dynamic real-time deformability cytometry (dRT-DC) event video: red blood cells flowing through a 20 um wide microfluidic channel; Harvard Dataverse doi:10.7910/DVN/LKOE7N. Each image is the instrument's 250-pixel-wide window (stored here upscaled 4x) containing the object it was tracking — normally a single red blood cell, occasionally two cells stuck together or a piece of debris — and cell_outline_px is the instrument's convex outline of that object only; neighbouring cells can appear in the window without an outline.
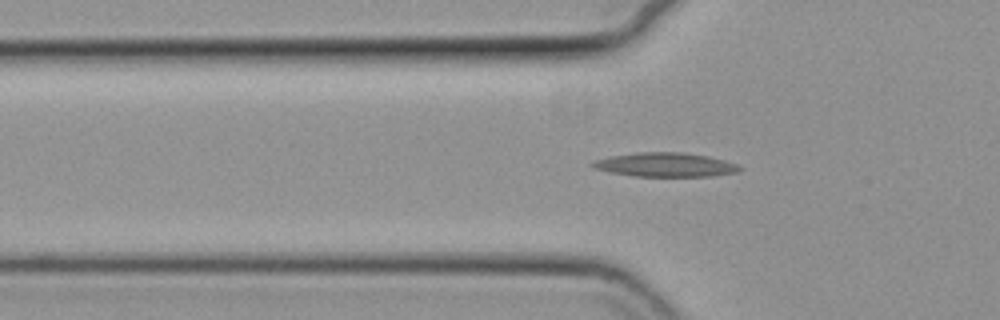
{"species": "common noctule bat (a hibernating species)", "species_latin": "Nyctalus noctula", "temperature_condition": "cold", "stored_images_in_passage": 53, "camera_frame_rate_fps": 3000, "um_per_image_px": 0.085, "animal": {"sex": "female", "body_mass_g": 19.3, "forearm_length_mm": 54.1}, "frame": {"image": 1, "passage_image": 20, "time_ms": 6.333, "image_size_px": [1000, 320], "cell_outline_px": [[744, 168], [740, 172], [712, 176], [632, 176], [608, 172], [596, 168], [588, 164], [596, 160], [612, 156], [640, 152], [680, 152], [708, 156], [724, 160], [736, 164]], "centroid_in_image_um": [56.59, 14.01], "position_along_channel_um": 69.2, "area_um2": 20.58}}
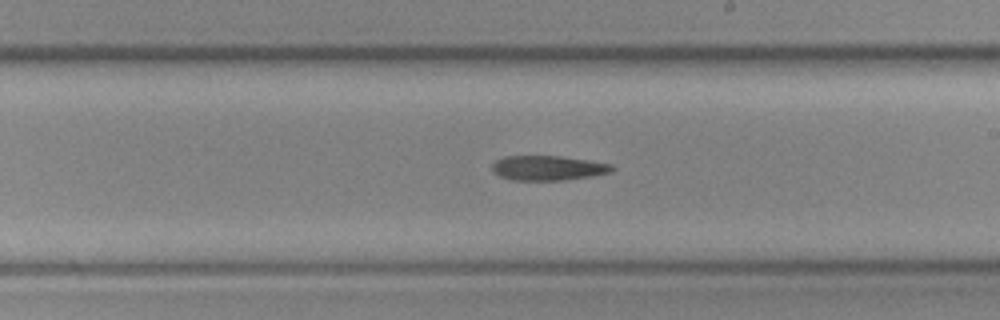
{"frame": {"image": 2, "passage_image": 34, "time_ms": 11.0, "image_size_px": [1000, 320], "cell_outline_px": [[616, 168], [612, 172], [592, 176], [564, 180], [512, 180], [500, 176], [492, 172], [492, 164], [496, 160], [504, 156], [560, 156], [612, 164]], "centroid_in_image_um": [46.58, 14.28], "position_along_channel_um": 242.4, "area_um2": 17.34}}
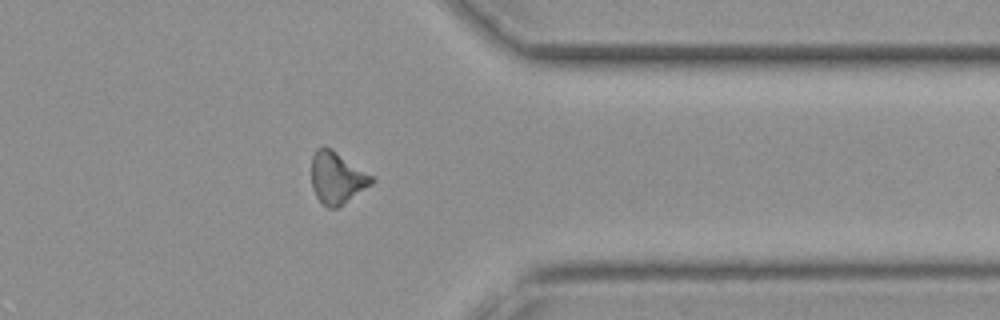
{"frame": {"image": 3, "passage_image": 46, "time_ms": 15.0, "image_size_px": [1000, 320], "cell_outline_px": [[376, 180], [372, 184], [336, 208], [328, 208], [316, 196], [312, 188], [312, 156], [316, 148], [324, 144], [332, 148], [372, 176]], "centroid_in_image_um": [28.62, 15.07], "position_along_channel_um": 382.8, "area_um2": 18.09}}